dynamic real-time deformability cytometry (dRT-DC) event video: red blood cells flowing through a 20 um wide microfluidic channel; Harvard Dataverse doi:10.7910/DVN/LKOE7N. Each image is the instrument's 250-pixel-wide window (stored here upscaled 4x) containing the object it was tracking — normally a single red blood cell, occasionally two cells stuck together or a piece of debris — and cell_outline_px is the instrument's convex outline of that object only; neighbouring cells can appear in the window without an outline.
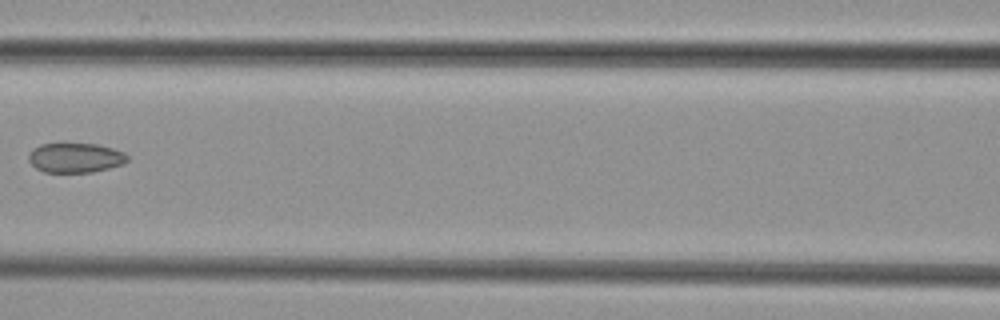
{"species": "common noctule bat (a hibernating species)", "species_latin": "Nyctalus noctula", "temperature_condition": "cold", "stored_images_in_passage": 8, "camera_frame_rate_fps": 3000, "um_per_image_px": 0.085, "animal": {"sex": "female", "body_mass_g": 29.2, "forearm_length_mm": 56.3}, "frame": {"image": 1, "passage_image": 7, "time_ms": 7.333, "image_size_px": [1000, 320], "cell_outline_px": [[128, 160], [124, 164], [92, 172], [44, 172], [36, 168], [28, 160], [28, 156], [32, 148], [40, 144], [60, 140], [64, 140], [96, 144], [112, 148], [124, 152], [128, 156]], "centroid_in_image_um": [6.36, 13.35], "position_along_channel_um": 160.2, "area_um2": 17.92}}
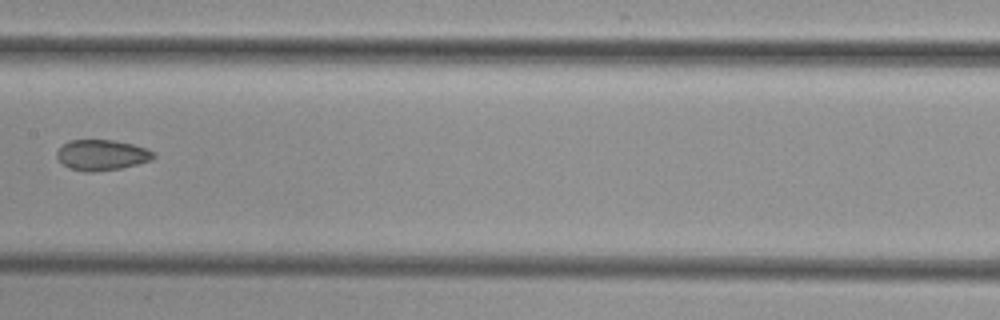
{"frame": {"image": 2, "passage_image": 8, "time_ms": 8.333, "image_size_px": [1000, 320], "cell_outline_px": [[156, 156], [152, 160], [120, 168], [92, 172], [84, 172], [68, 168], [56, 156], [56, 152], [68, 140], [116, 140], [148, 148]], "centroid_in_image_um": [8.65, 13.17], "position_along_channel_um": 198.7, "area_um2": 17.22}}